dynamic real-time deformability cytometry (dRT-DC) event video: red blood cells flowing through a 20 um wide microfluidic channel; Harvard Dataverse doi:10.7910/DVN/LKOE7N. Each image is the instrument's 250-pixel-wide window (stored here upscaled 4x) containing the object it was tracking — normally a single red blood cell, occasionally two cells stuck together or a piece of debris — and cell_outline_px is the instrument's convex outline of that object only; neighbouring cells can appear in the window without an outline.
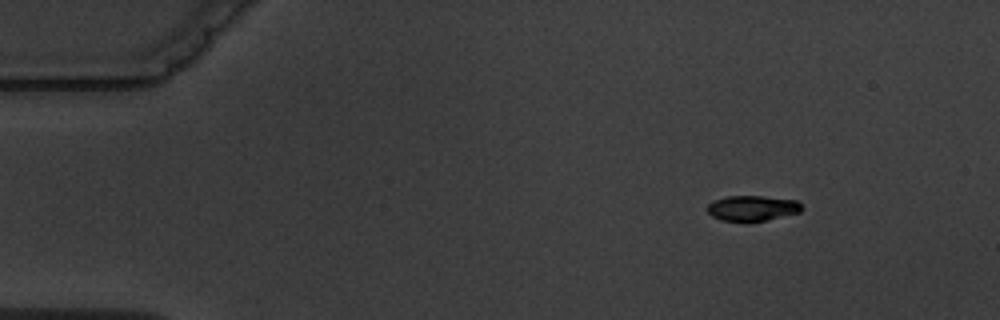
{"species": "common noctule bat (a hibernating species)", "species_latin": "Nyctalus noctula", "temperature_condition": "warm", "stored_images_in_passage": 6, "camera_frame_rate_fps": 3000, "um_per_image_px": 0.085, "animal": {"sex": "male", "body_mass_g": 19.5, "forearm_length_mm": 54.6}, "frame": {"image": 1, "passage_image": 2, "time_ms": 1.0, "image_size_px": [1000, 320], "cell_outline_px": [[804, 208], [800, 212], [768, 220], [720, 220], [712, 216], [708, 212], [708, 204], [712, 200], [728, 196], [760, 196], [796, 200]], "centroid_in_image_um": [63.95, 17.68], "position_along_channel_um": 21.0, "area_um2": 13.76}}
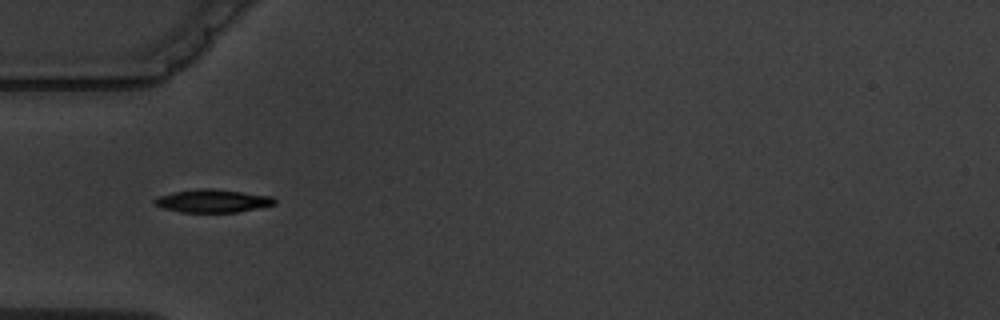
{"frame": {"image": 2, "passage_image": 5, "time_ms": 4.667, "image_size_px": [1000, 320], "cell_outline_px": [[276, 204], [236, 212], [180, 212], [164, 208], [156, 204], [152, 200], [160, 196], [172, 192], [196, 188], [212, 188], [272, 196], [276, 200]], "centroid_in_image_um": [18.07, 17.06], "position_along_channel_um": 66.9, "area_um2": 16.01}}